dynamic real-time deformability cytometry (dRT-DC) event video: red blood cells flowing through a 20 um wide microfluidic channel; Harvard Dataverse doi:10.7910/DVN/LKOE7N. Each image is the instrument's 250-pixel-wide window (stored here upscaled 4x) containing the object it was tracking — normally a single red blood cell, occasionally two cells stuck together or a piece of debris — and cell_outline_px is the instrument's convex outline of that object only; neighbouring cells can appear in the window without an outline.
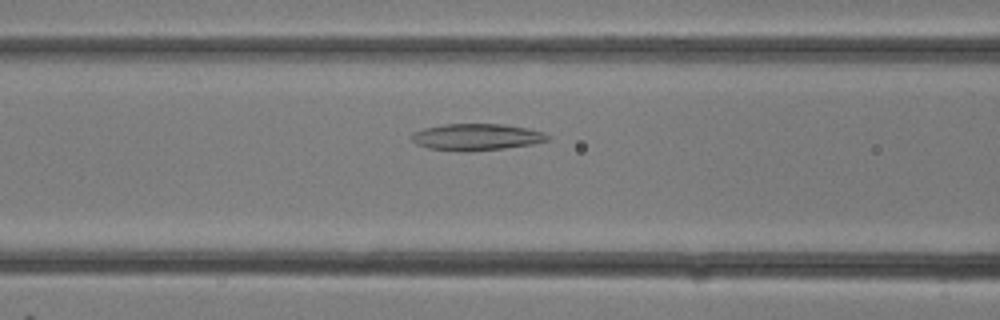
{"species": "common noctule bat (a hibernating species)", "species_latin": "Nyctalus noctula", "temperature_condition": "room temperature", "stored_images_in_passage": 13, "camera_frame_rate_fps": 3000, "um_per_image_px": 0.085, "animal": {"sex": "female"}, "frame": {"image": 1, "passage_image": 5, "time_ms": 1.333, "image_size_px": [1000, 320], "cell_outline_px": [[552, 140], [532, 144], [504, 148], [468, 152], [428, 148], [416, 144], [412, 140], [412, 132], [424, 128], [444, 124], [504, 124], [528, 128], [544, 132], [552, 136]], "centroid_in_image_um": [40.55, 11.64], "position_along_channel_um": 126.0, "area_um2": 21.33}}
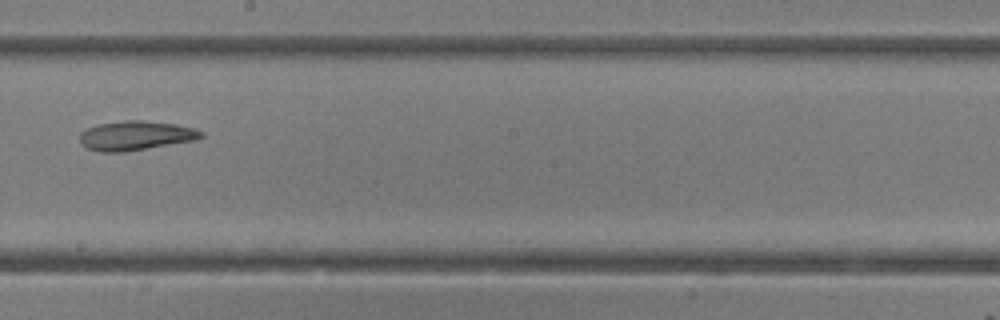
{"frame": {"image": 2, "passage_image": 10, "time_ms": 3.0, "image_size_px": [1000, 320], "cell_outline_px": [[204, 136], [196, 140], [124, 152], [100, 152], [84, 148], [80, 144], [80, 132], [84, 128], [100, 124], [124, 120], [144, 120], [176, 124], [192, 128], [204, 132]], "centroid_in_image_um": [11.49, 11.53], "position_along_channel_um": 236.7, "area_um2": 20.98}}
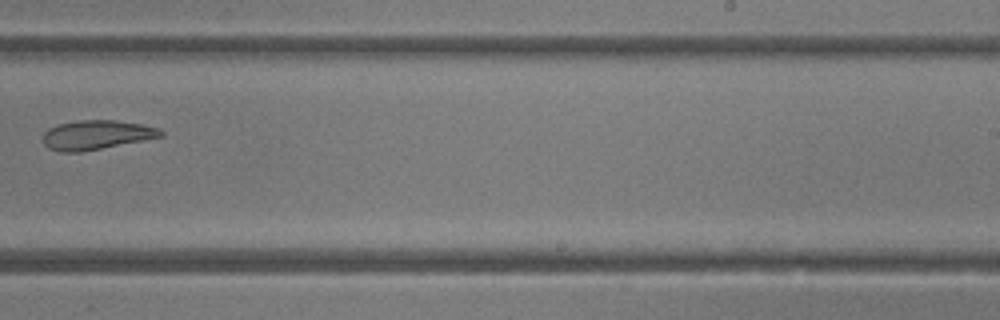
{"frame": {"image": 3, "passage_image": 12, "time_ms": 3.667, "image_size_px": [1000, 320], "cell_outline_px": [[164, 136], [144, 140], [80, 152], [60, 152], [48, 148], [44, 144], [44, 132], [48, 128], [56, 124], [80, 120], [116, 120], [140, 124], [160, 128], [164, 132]], "centroid_in_image_um": [8.19, 11.46], "position_along_channel_um": 280.8, "area_um2": 20.11}}